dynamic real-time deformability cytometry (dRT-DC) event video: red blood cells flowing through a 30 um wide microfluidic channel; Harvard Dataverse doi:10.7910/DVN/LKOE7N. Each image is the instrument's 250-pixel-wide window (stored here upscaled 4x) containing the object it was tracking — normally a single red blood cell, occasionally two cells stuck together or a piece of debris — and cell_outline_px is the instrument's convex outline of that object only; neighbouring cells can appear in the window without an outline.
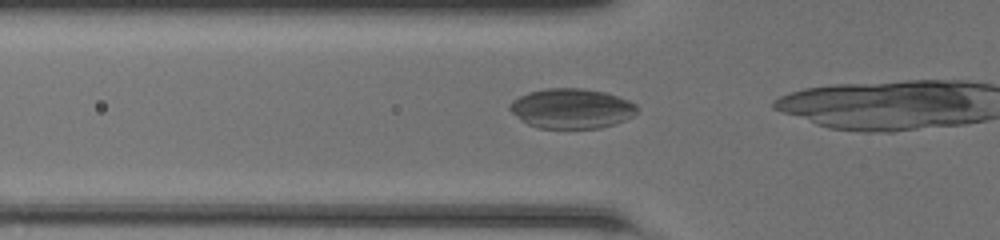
{"species": "common noctule bat (a hibernating species)", "species_latin": "Nyctalus noctula", "temperature_condition": "room temperature", "stored_images_in_passage": 24, "camera_frame_rate_fps": 3000, "um_per_image_px": 0.085, "animal": {"sex": "female", "body_mass_g": 20.0, "forearm_length_mm": 54.0}, "frame": {"image": 1, "passage_image": 13, "time_ms": 4.0, "image_size_px": [1000, 240], "cell_outline_px": [[640, 108], [632, 116], [624, 120], [600, 128], [540, 128], [528, 124], [520, 120], [508, 108], [508, 104], [512, 100], [528, 92], [544, 88], [584, 88], [604, 92], [628, 100], [636, 104]], "centroid_in_image_um": [48.56, 9.21], "position_along_channel_um": 77.2, "area_um2": 29.65}}
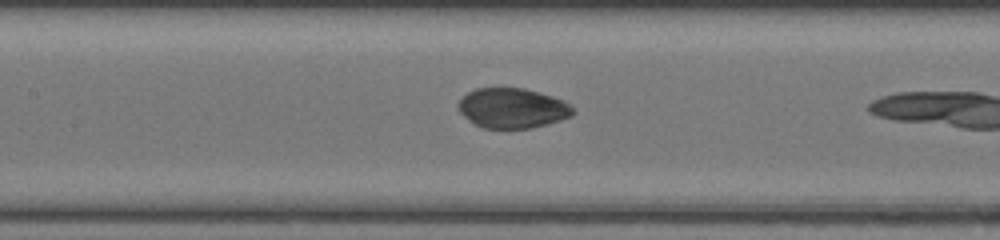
{"frame": {"image": 2, "passage_image": 19, "time_ms": 6.0, "image_size_px": [1000, 240], "cell_outline_px": [[576, 112], [572, 116], [560, 120], [532, 128], [484, 128], [468, 120], [460, 112], [460, 100], [468, 92], [476, 88], [524, 88], [540, 92], [564, 100]], "centroid_in_image_um": [43.59, 9.19], "position_along_channel_um": 163.8, "area_um2": 26.53}}
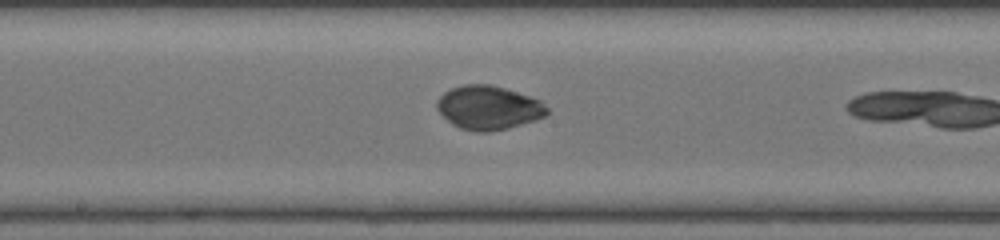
{"frame": {"image": 3, "passage_image": 22, "time_ms": 7.0, "image_size_px": [1000, 240], "cell_outline_px": [[548, 116], [508, 128], [488, 132], [476, 132], [460, 128], [452, 124], [436, 108], [436, 100], [444, 92], [452, 88], [464, 84], [492, 84], [540, 100], [548, 108]], "centroid_in_image_um": [41.52, 9.15], "position_along_channel_um": 206.7, "area_um2": 28.09}}